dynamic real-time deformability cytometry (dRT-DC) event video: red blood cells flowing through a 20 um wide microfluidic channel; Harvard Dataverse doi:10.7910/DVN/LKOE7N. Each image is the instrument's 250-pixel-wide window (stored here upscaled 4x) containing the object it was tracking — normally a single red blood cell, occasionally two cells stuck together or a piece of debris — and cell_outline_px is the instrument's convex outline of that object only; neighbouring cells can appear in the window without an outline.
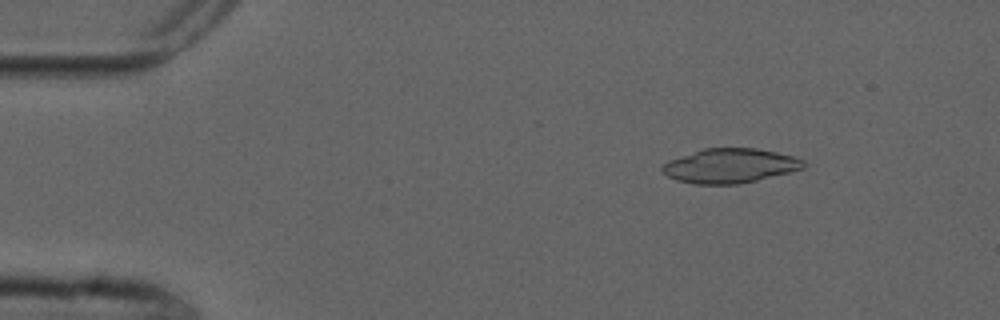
{"species": "common noctule bat (a hibernating species)", "species_latin": "Nyctalus noctula", "temperature_condition": "cold", "stored_images_in_passage": 3, "camera_frame_rate_fps": 3000, "um_per_image_px": 0.085, "animal": {"sex": "male", "forearm_length_mm": 52.5}, "frame": {"image": 1, "passage_image": 1, "time_ms": 0.0, "image_size_px": [1000, 320], "cell_outline_px": [[804, 168], [756, 180], [736, 184], [696, 184], [676, 180], [660, 172], [660, 168], [668, 160], [704, 148], [756, 148], [776, 152], [792, 156], [804, 160]], "centroid_in_image_um": [62.0, 14.09], "position_along_channel_um": 23.0, "area_um2": 28.15}}